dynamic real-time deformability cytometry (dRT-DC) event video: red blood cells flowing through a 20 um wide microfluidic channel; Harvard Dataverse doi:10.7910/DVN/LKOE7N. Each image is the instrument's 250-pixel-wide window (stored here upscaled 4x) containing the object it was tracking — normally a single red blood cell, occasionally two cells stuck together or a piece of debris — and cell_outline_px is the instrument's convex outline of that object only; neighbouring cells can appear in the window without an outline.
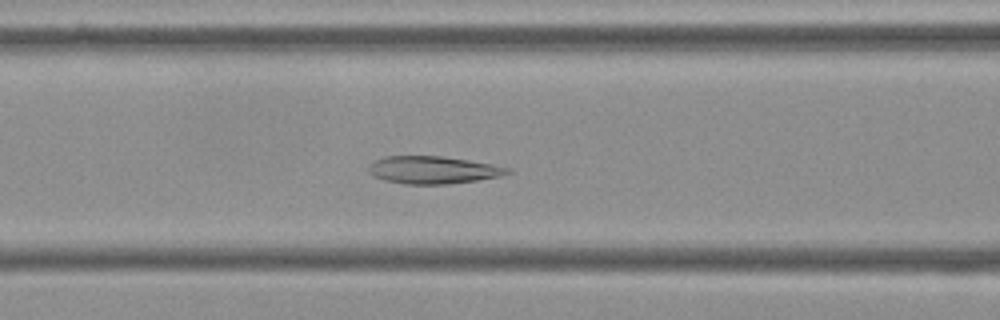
{"species": "Egyptian fruit bat (a non-hibernating species)", "species_latin": "Rousettus aegyptiacus", "temperature_condition": "cold", "stored_images_in_passage": 55, "camera_frame_rate_fps": 3000, "um_per_image_px": 0.085, "frame": {"image": 1, "passage_image": 22, "time_ms": 7.0, "image_size_px": [1000, 320], "cell_outline_px": [[512, 172], [500, 176], [476, 180], [444, 184], [404, 184], [384, 180], [372, 176], [368, 172], [368, 164], [384, 156], [444, 156], [468, 160], [512, 168]], "centroid_in_image_um": [36.77, 14.44], "position_along_channel_um": 129.8, "area_um2": 22.31}}
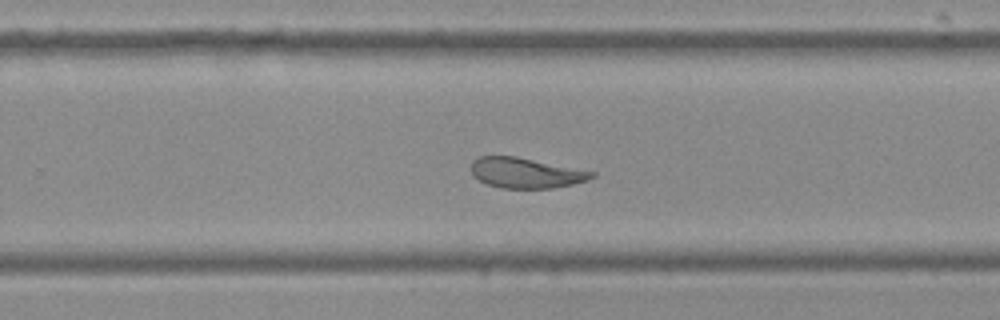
{"frame": {"image": 2, "passage_image": 35, "time_ms": 11.333, "image_size_px": [1000, 320], "cell_outline_px": [[596, 176], [588, 180], [572, 184], [552, 188], [504, 188], [484, 184], [472, 176], [472, 160], [480, 156], [516, 156], [596, 172]], "centroid_in_image_um": [44.68, 14.7], "position_along_channel_um": 285.1, "area_um2": 21.39}}
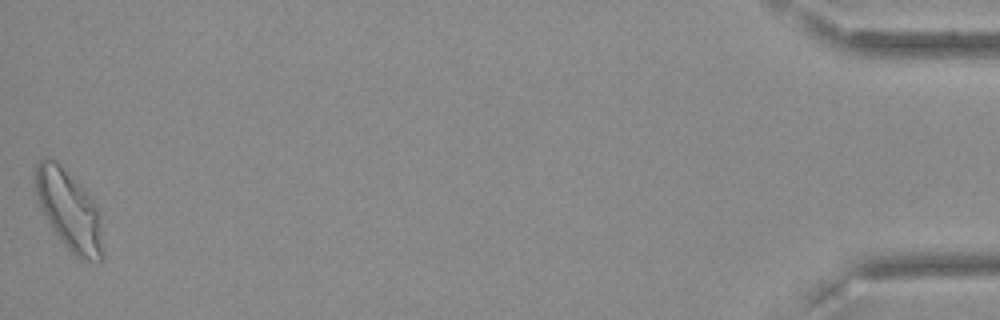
{"frame": {"image": 3, "passage_image": 55, "time_ms": 18.0, "image_size_px": [1000, 320], "cell_outline_px": [[104, 256], [100, 260], [80, 260], [64, 244], [48, 224], [40, 208], [36, 196], [36, 164], [40, 160], [48, 156], [52, 156], [80, 184], [96, 204], [100, 212]], "centroid_in_image_um": [5.88, 17.86], "position_along_channel_um": 429.3, "area_um2": 31.62}, "authors_computed_cell_mechanics": {"area_um2": 24.2182, "velocity_mm_per_s": 3.5941, "shape_relaxation_time_tau1_ms": null, "shape_relaxation_time_tau2_ms": 3.4159, "deformation_change_tau1": null, "deformation_change_tau2": 0.0798}}